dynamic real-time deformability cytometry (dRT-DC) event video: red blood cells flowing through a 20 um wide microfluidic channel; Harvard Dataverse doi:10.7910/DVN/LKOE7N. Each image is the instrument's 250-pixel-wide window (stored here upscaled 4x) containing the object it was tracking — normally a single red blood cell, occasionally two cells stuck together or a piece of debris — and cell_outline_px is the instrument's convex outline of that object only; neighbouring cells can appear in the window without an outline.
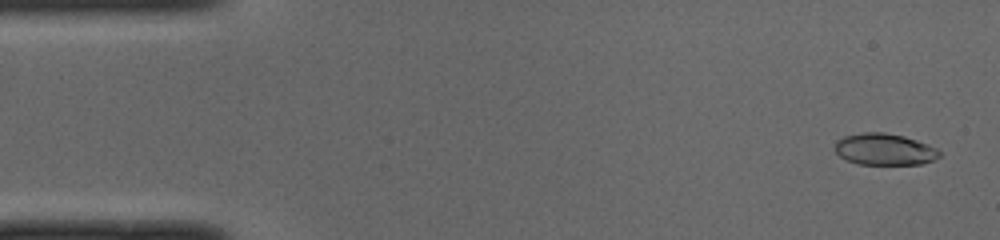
{"species": "common noctule bat (a hibernating species)", "species_latin": "Nyctalus noctula", "temperature_condition": "cold", "stored_images_in_passage": 49, "camera_frame_rate_fps": 3000, "um_per_image_px": 0.085, "animal": {"sex": "male", "body_mass_g": 19.0, "forearm_length_mm": 50.8}, "frame": {"image": 1, "passage_image": 2, "time_ms": 0.333, "image_size_px": [1000, 240], "cell_outline_px": [[940, 156], [932, 160], [920, 164], [856, 164], [840, 156], [836, 152], [836, 140], [844, 136], [864, 132], [884, 132], [904, 136], [916, 140], [936, 148], [940, 152]], "centroid_in_image_um": [75.17, 12.69], "position_along_channel_um": 9.8, "area_um2": 19.07}}
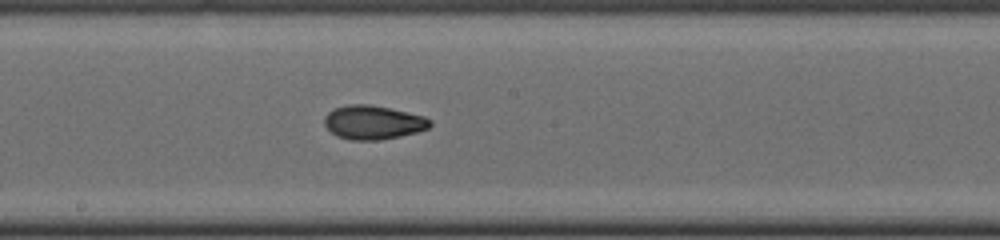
{"frame": {"image": 2, "passage_image": 26, "time_ms": 8.333, "image_size_px": [1000, 240], "cell_outline_px": [[432, 124], [428, 128], [416, 132], [400, 136], [380, 140], [348, 140], [336, 136], [324, 124], [324, 116], [328, 112], [336, 108], [348, 104], [368, 104], [388, 108], [424, 116], [432, 120]], "centroid_in_image_um": [31.7, 10.41], "position_along_channel_um": 216.5, "area_um2": 20.81}}
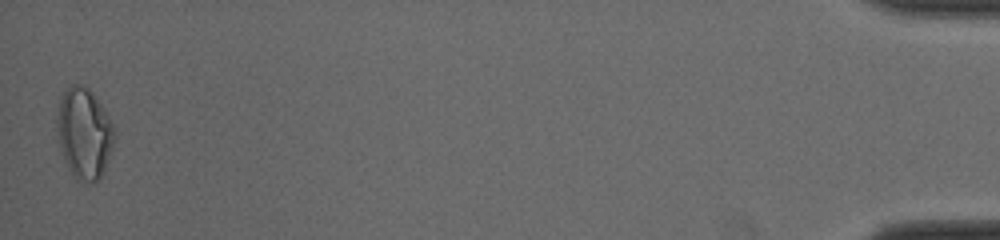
{"frame": {"image": 3, "passage_image": 49, "time_ms": 16.0, "image_size_px": [1000, 240], "cell_outline_px": [[116, 132], [112, 148], [104, 172], [92, 184], [76, 180], [68, 168], [60, 144], [56, 128], [56, 120], [60, 96], [72, 84], [84, 84], [92, 92], [104, 108]], "centroid_in_image_um": [7.16, 11.32], "position_along_channel_um": 428.0, "area_um2": 30.4}, "authors_computed_cell_mechanics": {"area_um2": 20.4612, "velocity_mm_per_s": 4.0237, "shape_relaxation_time_tau1_ms": 8.6299, "shape_relaxation_time_tau2_ms": 2.6393, "deformation_change_tau1": 0.233, "deformation_change_tau2": 0.0728}}